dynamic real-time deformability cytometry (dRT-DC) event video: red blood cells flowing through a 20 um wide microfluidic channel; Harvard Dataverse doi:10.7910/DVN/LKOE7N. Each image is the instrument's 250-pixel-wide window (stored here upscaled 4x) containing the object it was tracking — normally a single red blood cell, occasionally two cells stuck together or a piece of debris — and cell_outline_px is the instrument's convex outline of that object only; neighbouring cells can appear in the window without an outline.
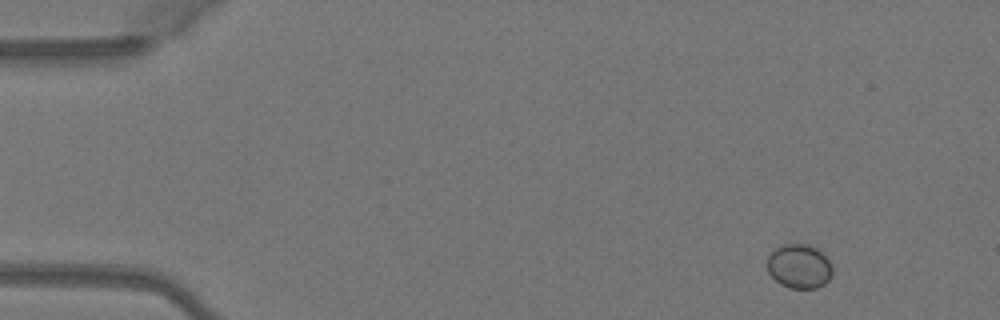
{"species": "Egyptian fruit bat (a non-hibernating species)", "species_latin": "Rousettus aegyptiacus", "temperature_condition": "warm", "stored_images_in_passage": 4, "camera_frame_rate_fps": 3000, "um_per_image_px": 0.085, "animal": {"sex": "female"}, "frame": {"image": 1, "passage_image": 1, "time_ms": 0.0, "image_size_px": [1000, 320], "cell_outline_px": [[832, 272], [828, 280], [824, 284], [816, 288], [788, 288], [780, 284], [768, 272], [768, 256], [776, 248], [784, 244], [808, 244], [816, 248], [828, 260], [832, 268]], "centroid_in_image_um": [67.92, 22.64], "position_along_channel_um": 17.1, "area_um2": 16.59}}
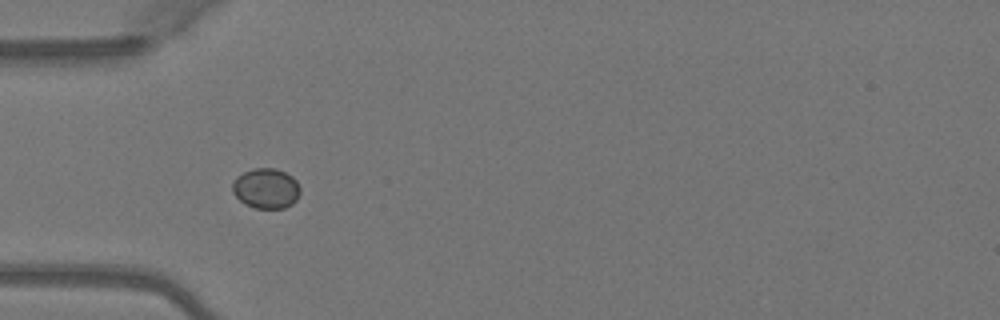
{"frame": {"image": 2, "passage_image": 4, "time_ms": 1.0, "image_size_px": [1000, 320], "cell_outline_px": [[300, 192], [296, 200], [292, 204], [284, 208], [256, 208], [244, 204], [232, 192], [232, 184], [236, 176], [252, 168], [276, 168], [292, 176], [296, 180], [300, 188]], "centroid_in_image_um": [22.61, 16.01], "position_along_channel_um": 62.4, "area_um2": 15.95}}